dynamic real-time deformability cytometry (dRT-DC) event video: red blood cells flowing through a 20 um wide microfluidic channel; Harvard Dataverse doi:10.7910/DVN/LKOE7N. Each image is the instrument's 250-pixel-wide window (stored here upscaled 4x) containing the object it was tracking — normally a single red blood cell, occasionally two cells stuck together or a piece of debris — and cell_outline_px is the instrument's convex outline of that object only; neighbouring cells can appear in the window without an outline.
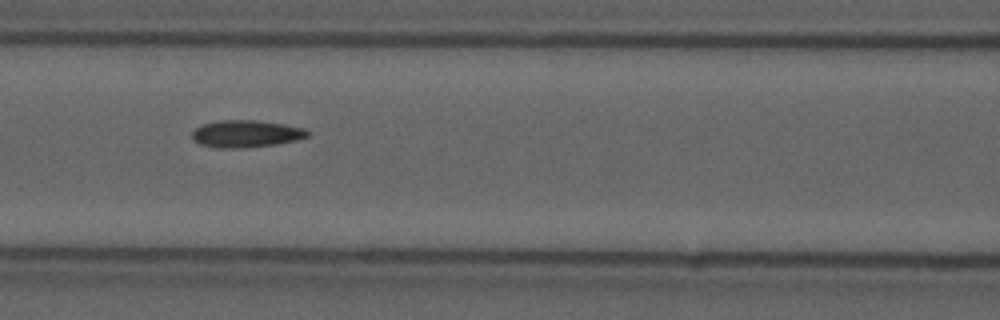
{"species": "common noctule bat (a hibernating species)", "species_latin": "Nyctalus noctula", "temperature_condition": "cold", "stored_images_in_passage": 10, "camera_frame_rate_fps": 3000, "um_per_image_px": 0.085, "animal": {"sex": "male", "forearm_length_mm": 52.5}, "frame": {"image": 1, "passage_image": 7, "time_ms": 2.0, "image_size_px": [1000, 320], "cell_outline_px": [[312, 132], [308, 136], [296, 140], [276, 144], [244, 148], [216, 148], [200, 144], [192, 140], [192, 132], [196, 128], [204, 124], [220, 120], [256, 120], [284, 124], [304, 128]], "centroid_in_image_um": [20.92, 11.37], "position_along_channel_um": 145.7, "area_um2": 18.38}}